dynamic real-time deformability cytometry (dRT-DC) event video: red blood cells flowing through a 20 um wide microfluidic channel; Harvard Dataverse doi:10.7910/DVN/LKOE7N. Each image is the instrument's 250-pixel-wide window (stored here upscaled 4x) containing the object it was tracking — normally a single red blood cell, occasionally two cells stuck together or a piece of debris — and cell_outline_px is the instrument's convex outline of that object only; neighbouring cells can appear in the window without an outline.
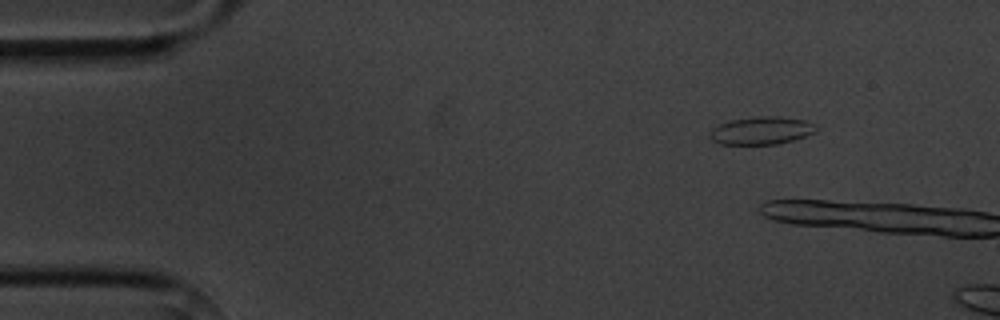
{"species": "common noctule bat (a hibernating species)", "species_latin": "Nyctalus noctula", "temperature_condition": "cold", "stored_images_in_passage": 3, "camera_frame_rate_fps": 3000, "um_per_image_px": 0.085, "animal": {"sex": "male", "body_mass_g": 20.1, "forearm_length_mm": 53.5}, "frame": {"image": 1, "passage_image": 2, "time_ms": 1.0, "image_size_px": [1000, 320], "cell_outline_px": [[816, 132], [792, 140], [776, 144], [720, 144], [712, 140], [712, 128], [720, 124], [732, 120], [756, 116], [776, 116], [808, 120], [816, 124]], "centroid_in_image_um": [64.77, 11.09], "position_along_channel_um": 20.2, "area_um2": 17.05}}